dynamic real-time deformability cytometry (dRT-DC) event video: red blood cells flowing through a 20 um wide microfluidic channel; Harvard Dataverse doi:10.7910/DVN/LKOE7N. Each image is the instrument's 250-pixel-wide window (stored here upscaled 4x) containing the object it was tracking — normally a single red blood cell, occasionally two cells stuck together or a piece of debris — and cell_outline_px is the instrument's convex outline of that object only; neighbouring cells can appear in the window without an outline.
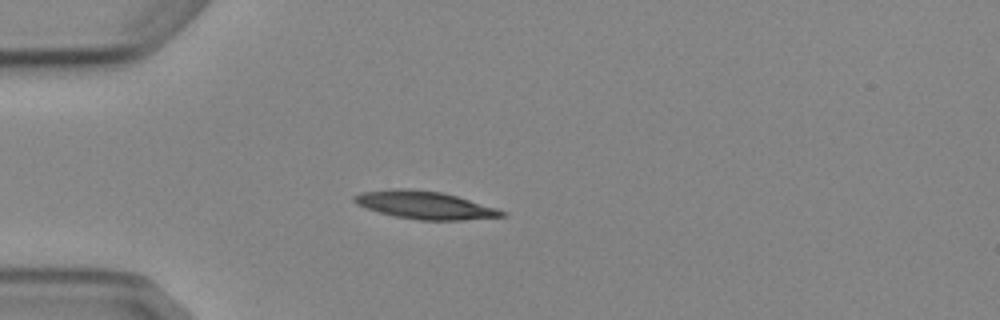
{"species": "Egyptian fruit bat (a non-hibernating species)", "species_latin": "Rousettus aegyptiacus", "temperature_condition": "cold", "stored_images_in_passage": 5, "camera_frame_rate_fps": 3000, "um_per_image_px": 0.085, "animal": {"sex": "female"}, "frame": {"image": 1, "passage_image": 4, "time_ms": 3.667, "image_size_px": [1000, 320], "cell_outline_px": [[508, 216], [464, 220], [420, 220], [396, 216], [380, 212], [356, 204], [352, 200], [352, 196], [360, 192], [392, 188], [408, 188], [440, 192], [456, 196], [496, 208], [504, 212]], "centroid_in_image_um": [36.07, 17.42], "position_along_channel_um": 48.9, "area_um2": 23.76}}